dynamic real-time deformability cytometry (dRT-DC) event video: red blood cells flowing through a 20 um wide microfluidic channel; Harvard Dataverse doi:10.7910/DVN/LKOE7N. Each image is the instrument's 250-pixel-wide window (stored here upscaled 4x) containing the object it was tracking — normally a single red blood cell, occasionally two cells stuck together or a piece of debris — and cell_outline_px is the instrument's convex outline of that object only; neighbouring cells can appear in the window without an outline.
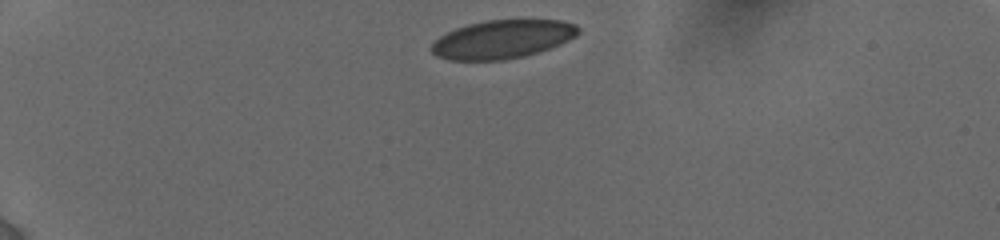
{"species": "human", "species_latin": "Homo sapiens", "temperature_condition": "cold", "stored_images_in_passage": 6, "camera_frame_rate_fps": 3000, "um_per_image_px": 0.085, "donor": {"sex": "female"}, "frame": {"image": 1, "passage_image": 1, "time_ms": 0.0, "image_size_px": [1000, 240], "cell_outline_px": [[580, 32], [576, 36], [560, 44], [524, 56], [504, 60], [448, 60], [436, 56], [428, 48], [440, 36], [456, 28], [468, 24], [488, 20], [560, 20], [576, 24], [580, 28]], "centroid_in_image_um": [42.69, 3.34], "position_along_channel_um": 42.3, "area_um2": 32.83}}
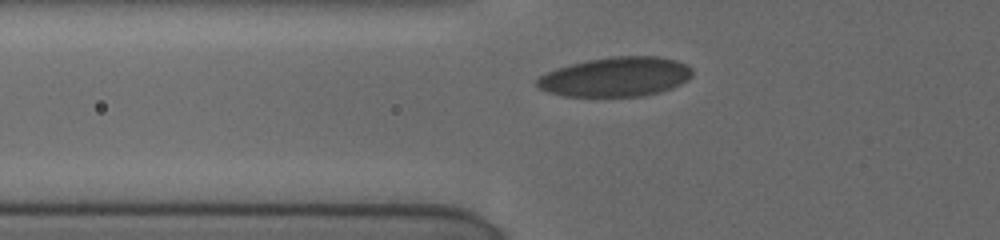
{"frame": {"image": 2, "passage_image": 5, "time_ms": 2.333, "image_size_px": [1000, 240], "cell_outline_px": [[692, 76], [688, 80], [672, 88], [660, 92], [644, 96], [564, 96], [548, 92], [540, 88], [536, 84], [536, 80], [544, 72], [568, 64], [588, 60], [612, 56], [660, 56], [676, 60], [688, 64], [692, 68]], "centroid_in_image_um": [52.35, 6.52], "position_along_channel_um": 73.4, "area_um2": 36.07}}